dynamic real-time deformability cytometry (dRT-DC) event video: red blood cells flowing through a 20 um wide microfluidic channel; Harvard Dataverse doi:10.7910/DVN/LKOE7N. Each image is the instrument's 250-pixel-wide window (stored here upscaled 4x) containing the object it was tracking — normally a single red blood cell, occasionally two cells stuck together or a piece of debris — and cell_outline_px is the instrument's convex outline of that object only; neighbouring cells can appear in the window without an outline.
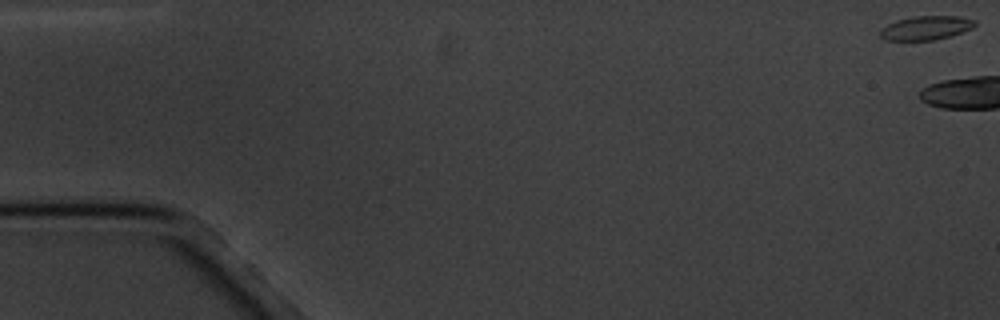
{"species": "common noctule bat (a hibernating species)", "species_latin": "Nyctalus noctula", "temperature_condition": "cold", "stored_images_in_passage": 8, "segment_of_instrument_passage": [1, 2], "camera_frame_rate_fps": 3000, "um_per_image_px": 0.085, "animal": {"sex": "male", "body_mass_g": 20.1, "forearm_length_mm": 53.5}, "frame": {"image": 1, "passage_image": 1, "time_ms": 0.0, "image_size_px": [1000, 320], "cell_outline_px": [[976, 24], [972, 28], [952, 36], [932, 40], [884, 40], [880, 36], [880, 28], [896, 20], [912, 16], [960, 16], [976, 20]], "centroid_in_image_um": [78.7, 2.36], "position_along_channel_um": 6.3, "area_um2": 13.35}}